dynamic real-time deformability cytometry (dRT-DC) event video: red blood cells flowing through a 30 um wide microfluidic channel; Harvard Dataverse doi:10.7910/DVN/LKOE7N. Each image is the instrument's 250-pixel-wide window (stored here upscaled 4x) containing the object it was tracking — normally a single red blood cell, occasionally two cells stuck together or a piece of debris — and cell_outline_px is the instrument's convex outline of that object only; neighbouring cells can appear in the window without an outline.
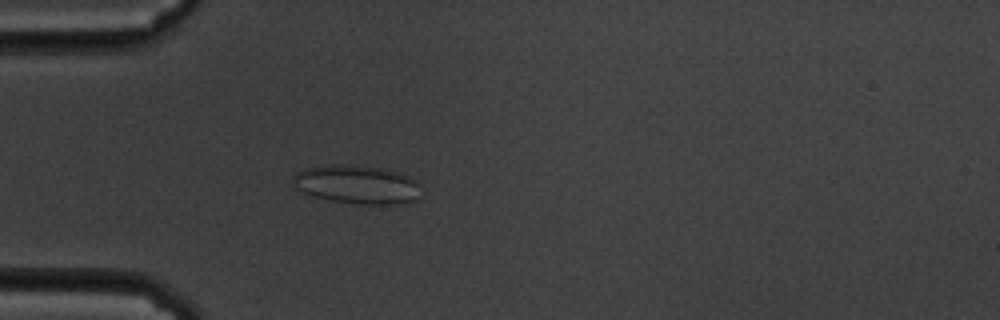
{"species": "common noctule bat (a hibernating species)", "species_latin": "Nyctalus noctula", "temperature_condition": "cold", "stored_images_in_passage": 59, "camera_frame_rate_fps": 3000, "um_per_image_px": 0.085, "animal": {"sex": "male", "body_mass_g": 19.5, "forearm_length_mm": 54.6}, "frame": {"image": 1, "passage_image": 17, "time_ms": 5.333, "image_size_px": [1000, 320], "cell_outline_px": [[420, 184], [412, 200], [404, 204], [360, 204], [332, 200], [312, 196], [296, 188], [292, 180], [292, 176], [296, 172], [308, 168], [332, 164], [336, 164], [384, 168], [408, 176], [416, 180]], "centroid_in_image_um": [30.3, 15.68], "position_along_channel_um": 54.7, "area_um2": 28.38}}
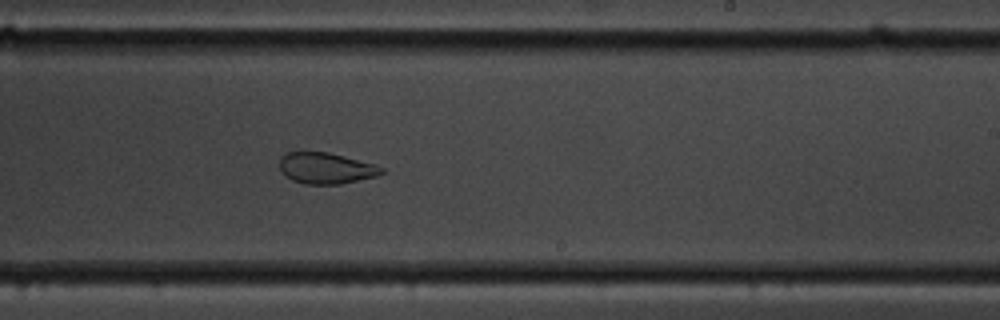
{"frame": {"image": 2, "passage_image": 36, "time_ms": 11.667, "image_size_px": [1000, 320], "cell_outline_px": [[384, 172], [376, 176], [340, 184], [304, 184], [292, 180], [284, 176], [280, 172], [280, 156], [284, 152], [328, 152], [376, 164], [384, 168]], "centroid_in_image_um": [27.68, 14.29], "position_along_channel_um": 261.3, "area_um2": 18.67}}
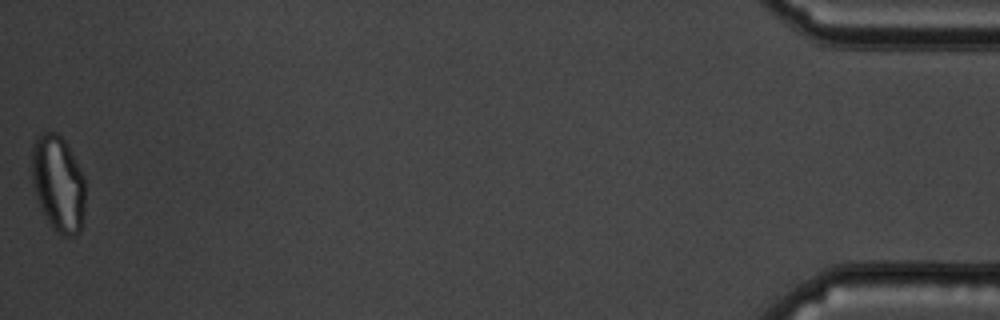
{"frame": {"image": 3, "passage_image": 59, "time_ms": 19.333, "image_size_px": [1000, 320], "cell_outline_px": [[84, 208], [80, 232], [72, 236], [64, 236], [56, 232], [48, 224], [36, 196], [32, 184], [32, 148], [36, 140], [44, 132], [56, 132], [64, 140], [84, 176]], "centroid_in_image_um": [4.94, 15.64], "position_along_channel_um": 430.3, "area_um2": 29.77}, "authors_computed_cell_mechanics": {"area_um2": 27.3972, "velocity_mm_per_s": 3.3869, "shape_relaxation_time_tau1_ms": null, "shape_relaxation_time_tau2_ms": 1.7072, "deformation_change_tau1": null, "deformation_change_tau2": 0.0739}}